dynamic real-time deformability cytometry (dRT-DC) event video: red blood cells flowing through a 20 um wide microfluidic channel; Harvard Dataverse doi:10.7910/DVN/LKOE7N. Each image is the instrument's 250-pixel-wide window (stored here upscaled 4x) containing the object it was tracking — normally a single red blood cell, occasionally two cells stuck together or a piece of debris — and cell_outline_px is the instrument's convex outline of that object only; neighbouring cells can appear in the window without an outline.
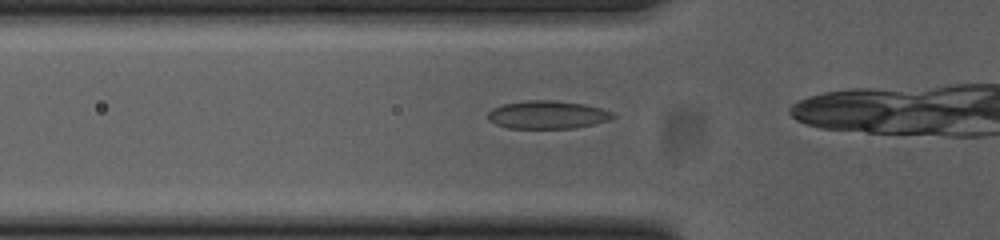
{"species": "common noctule bat (a hibernating species)", "species_latin": "Nyctalus noctula", "temperature_condition": "cold", "stored_images_in_passage": 7, "camera_frame_rate_fps": 3000, "um_per_image_px": 0.085, "animal": {"sex": "female", "body_mass_g": 23.0, "forearm_length_mm": 53.4}, "frame": {"image": 1, "passage_image": 2, "time_ms": 0.333, "image_size_px": [1000, 240], "cell_outline_px": [[616, 116], [612, 120], [576, 128], [508, 128], [496, 124], [488, 120], [488, 112], [492, 108], [504, 104], [524, 100], [556, 100], [584, 104], [600, 108], [612, 112]], "centroid_in_image_um": [46.55, 9.75], "position_along_channel_um": 79.2, "area_um2": 20.58}}
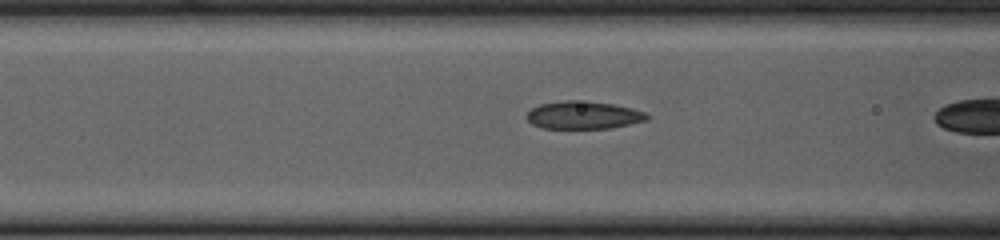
{"frame": {"image": 2, "passage_image": 5, "time_ms": 1.333, "image_size_px": [1000, 240], "cell_outline_px": [[648, 120], [612, 128], [540, 128], [532, 124], [524, 116], [532, 108], [540, 104], [564, 100], [588, 100], [612, 104], [632, 108], [644, 112], [648, 116]], "centroid_in_image_um": [49.57, 9.78], "position_along_channel_um": 117.0, "area_um2": 19.59}}